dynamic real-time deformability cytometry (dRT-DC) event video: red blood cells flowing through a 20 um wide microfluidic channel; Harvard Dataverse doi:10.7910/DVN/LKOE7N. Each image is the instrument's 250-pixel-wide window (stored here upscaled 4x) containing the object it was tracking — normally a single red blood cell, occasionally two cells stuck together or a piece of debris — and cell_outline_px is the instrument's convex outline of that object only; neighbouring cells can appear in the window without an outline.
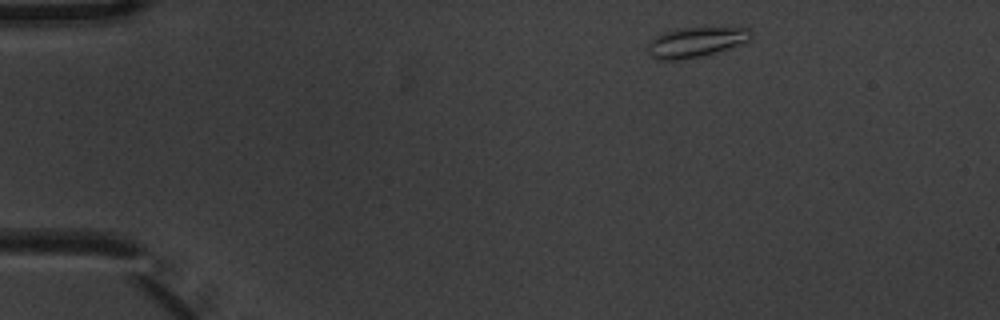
{"species": "common noctule bat (a hibernating species)", "species_latin": "Nyctalus noctula", "temperature_condition": "warm", "stored_images_in_passage": 6, "camera_frame_rate_fps": 3000, "um_per_image_px": 0.085, "animal": {"sex": "male", "body_mass_g": 20.1, "forearm_length_mm": 53.5}, "frame": {"image": 1, "passage_image": 1, "time_ms": 0.0, "image_size_px": [1000, 320], "cell_outline_px": [[752, 40], [744, 44], [716, 52], [700, 56], [680, 60], [656, 60], [648, 52], [648, 40], [664, 32], [680, 28], [748, 28], [752, 32]], "centroid_in_image_um": [59.16, 3.59], "position_along_channel_um": 25.8, "area_um2": 18.15}}
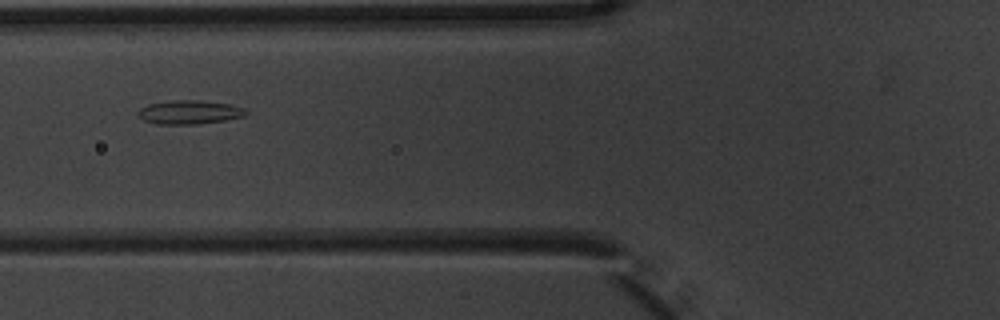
{"frame": {"image": 2, "passage_image": 5, "time_ms": 1.333, "image_size_px": [1000, 320], "cell_outline_px": [[248, 116], [224, 120], [196, 124], [156, 124], [144, 120], [136, 116], [136, 112], [140, 108], [148, 104], [172, 100], [200, 100], [228, 104], [244, 108], [248, 112]], "centroid_in_image_um": [16.08, 9.54], "position_along_channel_um": 109.7, "area_um2": 15.09}}
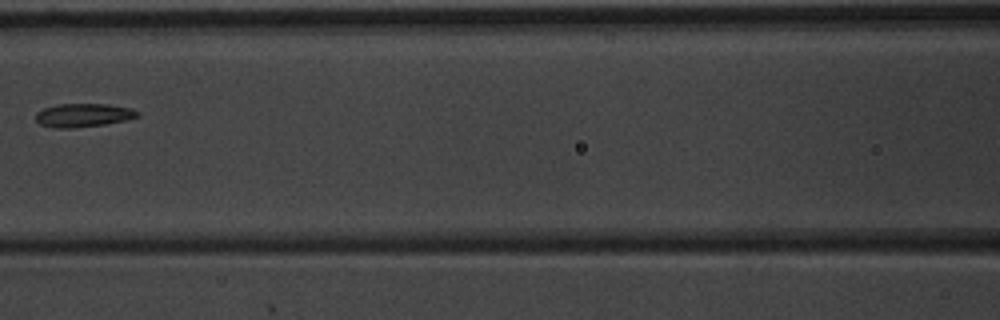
{"frame": {"image": 3, "passage_image": 6, "time_ms": 1.667, "image_size_px": [1000, 320], "cell_outline_px": [[140, 116], [124, 120], [104, 124], [72, 128], [52, 128], [40, 124], [36, 120], [36, 112], [44, 108], [60, 104], [108, 104], [132, 108], [140, 112]], "centroid_in_image_um": [7.09, 9.79], "position_along_channel_um": 159.5, "area_um2": 13.93}}